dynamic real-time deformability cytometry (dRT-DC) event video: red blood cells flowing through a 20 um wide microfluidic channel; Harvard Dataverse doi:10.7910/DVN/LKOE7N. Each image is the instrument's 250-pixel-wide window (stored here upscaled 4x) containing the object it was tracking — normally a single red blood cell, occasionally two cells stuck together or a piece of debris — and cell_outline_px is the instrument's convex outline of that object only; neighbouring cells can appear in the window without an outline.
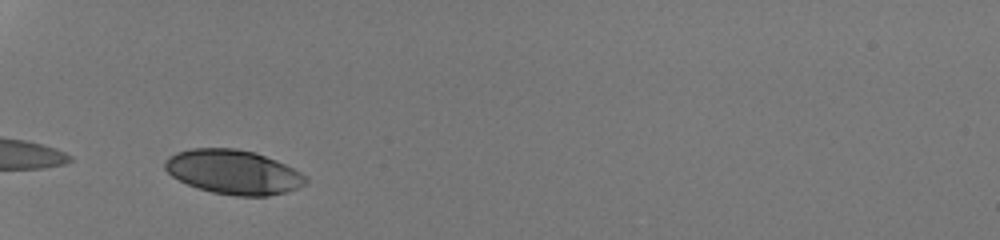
{"species": "human", "species_latin": "Homo sapiens", "temperature_condition": "room temperature", "stored_images_in_passage": 23, "camera_frame_rate_fps": 3000, "um_per_image_px": 0.085, "donor": {"sex": "male"}, "frame": {"image": 1, "passage_image": 1, "time_ms": 0.0, "image_size_px": [1000, 240], "cell_outline_px": [[308, 184], [284, 192], [268, 196], [236, 196], [212, 192], [188, 184], [172, 176], [164, 168], [164, 160], [168, 156], [176, 152], [192, 148], [236, 148], [256, 152], [276, 160], [300, 172], [308, 180]], "centroid_in_image_um": [19.83, 14.61], "position_along_channel_um": 65.2, "area_um2": 36.3}}
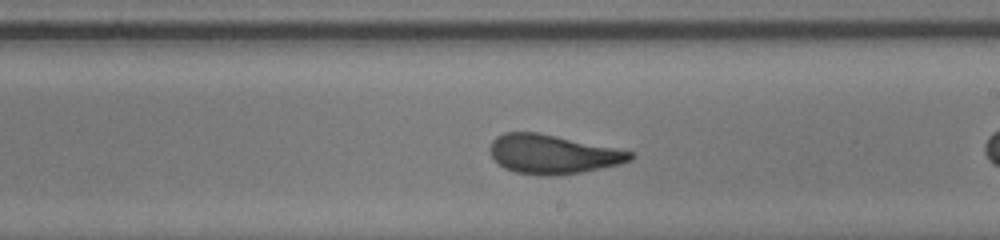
{"frame": {"image": 2, "passage_image": 12, "time_ms": 3.667, "image_size_px": [1000, 240], "cell_outline_px": [[636, 156], [632, 160], [620, 164], [580, 172], [548, 176], [540, 176], [516, 172], [504, 168], [492, 156], [488, 148], [492, 140], [496, 136], [504, 132], [536, 132], [636, 152]], "centroid_in_image_um": [46.98, 13.1], "position_along_channel_um": 242.0, "area_um2": 31.91}}
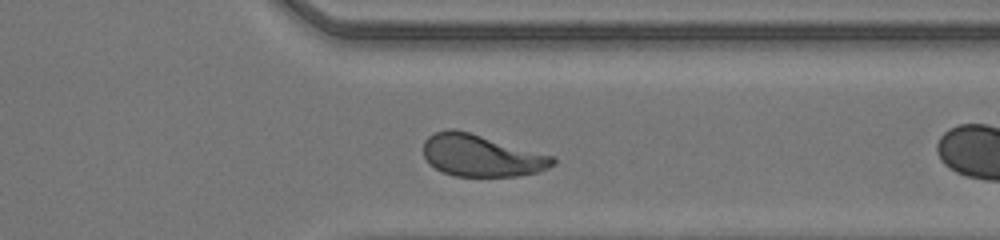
{"frame": {"image": 3, "passage_image": 21, "time_ms": 6.667, "image_size_px": [1000, 240], "cell_outline_px": [[556, 164], [540, 172], [516, 176], [456, 176], [444, 172], [436, 168], [424, 156], [424, 140], [428, 136], [436, 132], [448, 128], [456, 128], [556, 156]], "centroid_in_image_um": [40.97, 13.21], "position_along_channel_um": 370.4, "area_um2": 31.85}}